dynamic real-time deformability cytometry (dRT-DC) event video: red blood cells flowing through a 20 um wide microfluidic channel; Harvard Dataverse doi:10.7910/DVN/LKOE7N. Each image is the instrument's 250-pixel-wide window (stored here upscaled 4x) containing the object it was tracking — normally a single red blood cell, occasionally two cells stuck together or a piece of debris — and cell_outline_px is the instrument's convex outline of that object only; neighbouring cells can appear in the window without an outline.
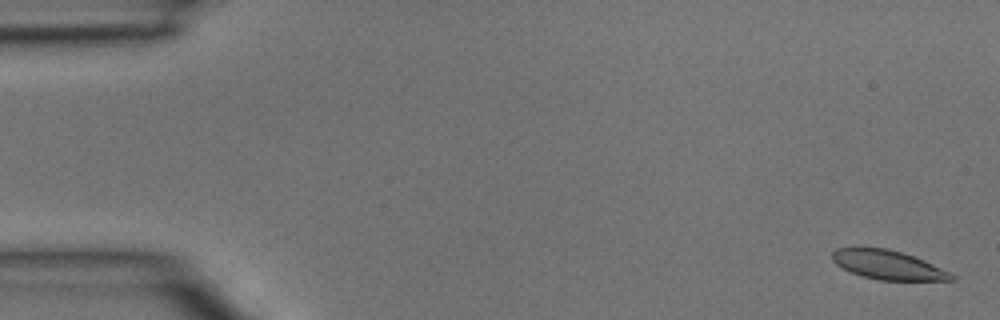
{"species": "common noctule bat (a hibernating species)", "species_latin": "Nyctalus noctula", "temperature_condition": "room temperature", "stored_images_in_passage": 7, "camera_frame_rate_fps": 3000, "um_per_image_px": 0.085, "animal": {"sex": "male", "body_mass_g": 15.6}, "frame": {"image": 1, "passage_image": 1, "time_ms": 0.0, "image_size_px": [1000, 320], "cell_outline_px": [[956, 280], [880, 280], [860, 276], [836, 264], [832, 260], [832, 252], [836, 248], [856, 244], [888, 248], [924, 260], [952, 272], [956, 276]], "centroid_in_image_um": [75.43, 22.47], "position_along_channel_um": 9.6, "area_um2": 20.87}}